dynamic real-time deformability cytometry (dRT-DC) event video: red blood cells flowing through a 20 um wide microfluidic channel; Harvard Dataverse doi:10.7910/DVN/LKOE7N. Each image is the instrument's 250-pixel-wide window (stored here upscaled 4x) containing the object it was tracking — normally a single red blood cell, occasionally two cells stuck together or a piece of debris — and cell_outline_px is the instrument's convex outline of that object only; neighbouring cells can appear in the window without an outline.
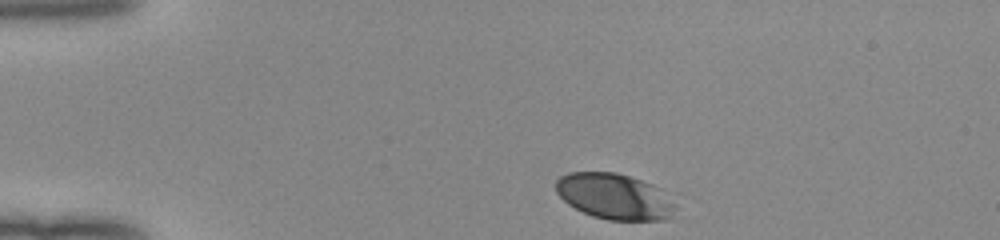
{"species": "human", "species_latin": "Homo sapiens", "temperature_condition": "room temperature", "stored_images_in_passage": 34, "camera_frame_rate_fps": 3000, "um_per_image_px": 0.085, "donor": {"sex": "female"}, "frame": {"image": 1, "passage_image": 1, "time_ms": 0.0, "image_size_px": [1000, 240], "cell_outline_px": [[676, 208], [664, 220], [608, 220], [592, 216], [568, 204], [556, 192], [556, 180], [560, 176], [568, 172], [616, 172], [652, 184], [660, 188]], "centroid_in_image_um": [52.18, 16.69], "position_along_channel_um": 32.8, "area_um2": 31.56}}
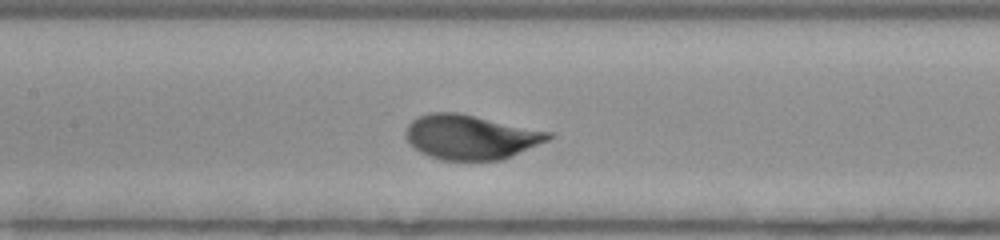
{"frame": {"image": 2, "passage_image": 16, "time_ms": 5.0, "image_size_px": [1000, 240], "cell_outline_px": [[552, 136], [548, 140], [500, 160], [440, 160], [428, 156], [420, 152], [408, 140], [404, 132], [408, 124], [416, 116], [432, 112], [456, 112], [552, 132]], "centroid_in_image_um": [39.95, 11.64], "position_along_channel_um": 167.4, "area_um2": 36.7}}
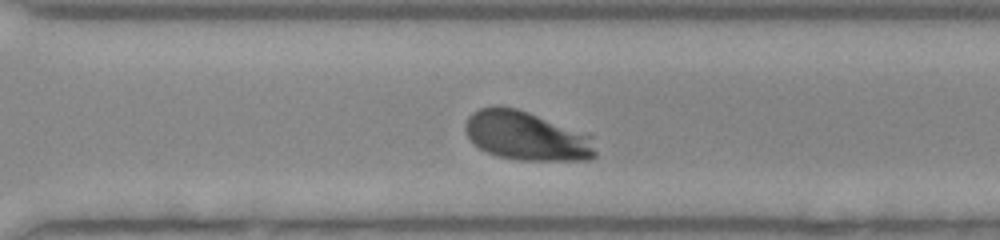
{"frame": {"image": 3, "passage_image": 28, "time_ms": 9.0, "image_size_px": [1000, 240], "cell_outline_px": [[596, 156], [588, 160], [520, 160], [496, 156], [472, 144], [464, 132], [464, 124], [468, 116], [472, 112], [480, 108], [516, 108], [528, 112], [592, 136], [596, 152]], "centroid_in_image_um": [44.72, 11.58], "position_along_channel_um": 325.9, "area_um2": 36.88}, "authors_computed_cell_mechanics": {"area_um2": 36.5296, "velocity_mm_per_s": 3.9729, "shape_relaxation_time_tau1_ms": 2.4149, "shape_relaxation_time_tau2_ms": null, "deformation_change_tau1": 0.1348, "deformation_change_tau2": null}}